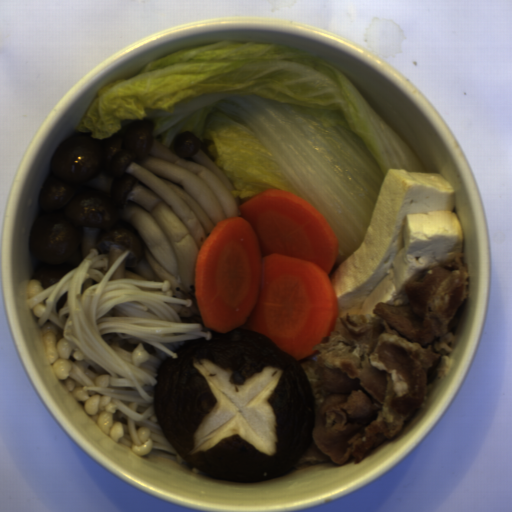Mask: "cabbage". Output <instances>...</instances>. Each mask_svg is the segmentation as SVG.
I'll list each match as a JSON object with an SVG mask.
<instances>
[{
  "instance_id": "1",
  "label": "cabbage",
  "mask_w": 512,
  "mask_h": 512,
  "mask_svg": "<svg viewBox=\"0 0 512 512\" xmlns=\"http://www.w3.org/2000/svg\"><path fill=\"white\" fill-rule=\"evenodd\" d=\"M153 121L167 148L183 132L211 140L231 195L276 188L313 205L339 252L330 278L365 241L389 170L427 172L355 83L316 55L219 41L152 60L98 90L76 128L105 140Z\"/></svg>"
}]
</instances>
